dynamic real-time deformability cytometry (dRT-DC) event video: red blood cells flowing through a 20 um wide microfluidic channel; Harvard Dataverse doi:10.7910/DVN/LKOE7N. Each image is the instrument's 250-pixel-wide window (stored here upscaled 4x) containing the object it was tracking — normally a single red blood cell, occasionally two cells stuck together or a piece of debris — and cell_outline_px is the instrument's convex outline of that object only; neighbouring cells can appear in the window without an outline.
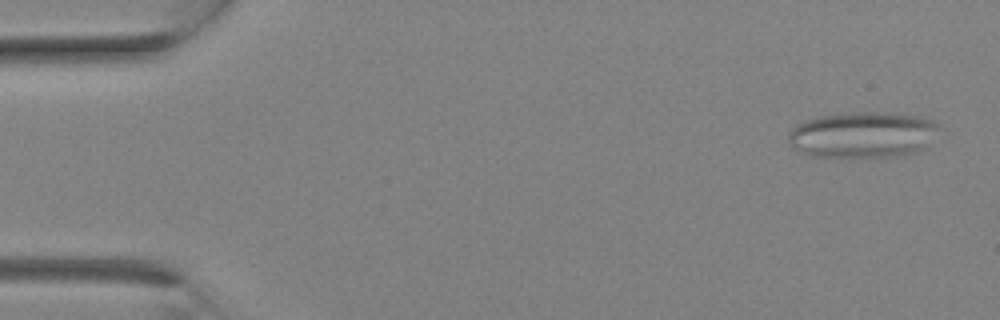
{"species": "Egyptian fruit bat (a non-hibernating species)", "species_latin": "Rousettus aegyptiacus", "temperature_condition": "room temperature", "stored_images_in_passage": 6, "camera_frame_rate_fps": 3000, "um_per_image_px": 0.085, "animal": {"sex": "female"}, "frame": {"image": 1, "passage_image": 1, "time_ms": 0.0, "image_size_px": [1000, 320], "cell_outline_px": [[936, 128], [928, 148], [920, 152], [904, 156], [808, 156], [792, 148], [788, 140], [788, 132], [796, 124], [804, 120], [820, 116], [848, 112], [892, 112], [920, 116], [932, 120], [936, 124]], "centroid_in_image_um": [73.32, 11.45], "position_along_channel_um": 11.7, "area_um2": 40.81}}